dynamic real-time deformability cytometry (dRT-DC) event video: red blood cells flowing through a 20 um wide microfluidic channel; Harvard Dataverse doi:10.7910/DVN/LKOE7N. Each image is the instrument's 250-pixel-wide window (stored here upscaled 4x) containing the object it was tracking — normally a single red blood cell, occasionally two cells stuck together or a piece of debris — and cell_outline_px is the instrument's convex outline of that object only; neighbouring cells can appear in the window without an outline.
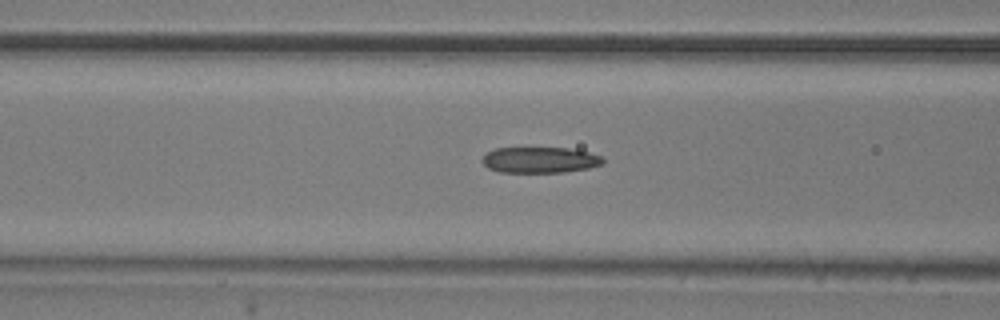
{"species": "common noctule bat (a hibernating species)", "species_latin": "Nyctalus noctula", "temperature_condition": "room temperature", "stored_images_in_passage": 36, "camera_frame_rate_fps": 3000, "um_per_image_px": 0.085, "animal": {"sex": "male", "body_mass_g": 20.5, "forearm_length_mm": 52.5}, "frame": {"image": 1, "passage_image": 15, "time_ms": 4.667, "image_size_px": [1000, 320], "cell_outline_px": [[604, 164], [588, 168], [564, 172], [496, 172], [488, 168], [480, 160], [488, 152], [496, 148], [568, 148], [588, 152], [604, 156]], "centroid_in_image_um": [45.91, 13.6], "position_along_channel_um": 120.7, "area_um2": 18.32}}
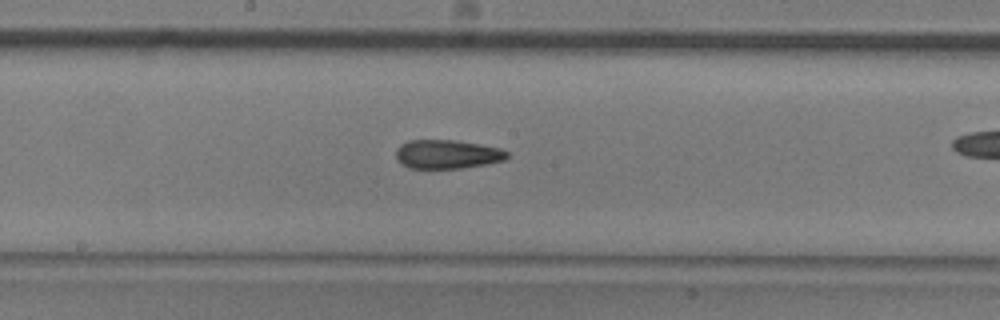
{"frame": {"image": 2, "passage_image": 22, "time_ms": 7.0, "image_size_px": [1000, 320], "cell_outline_px": [[508, 156], [504, 160], [484, 164], [460, 168], [408, 168], [400, 164], [396, 160], [396, 148], [400, 144], [408, 140], [456, 140], [480, 144], [500, 148], [508, 152]], "centroid_in_image_um": [37.96, 13.1], "position_along_channel_um": 210.2, "area_um2": 18.79}}
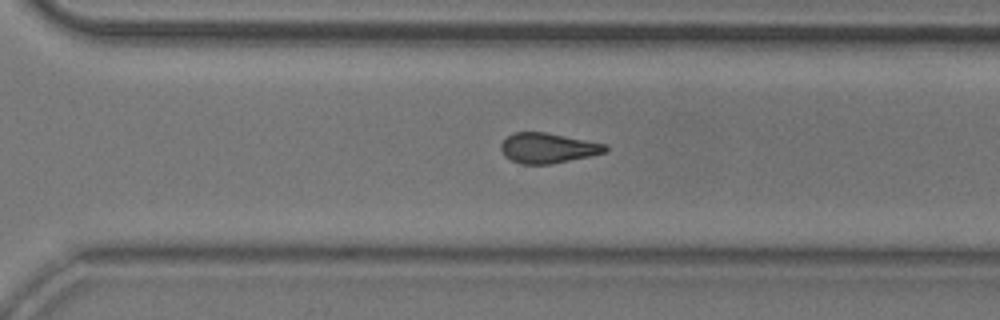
{"frame": {"image": 3, "passage_image": 31, "time_ms": 10.0, "image_size_px": [1000, 320], "cell_outline_px": [[608, 152], [552, 164], [520, 164], [504, 156], [500, 148], [500, 144], [512, 132], [544, 132], [608, 144]], "centroid_in_image_um": [46.58, 12.58], "position_along_channel_um": 324.0, "area_um2": 18.44}}